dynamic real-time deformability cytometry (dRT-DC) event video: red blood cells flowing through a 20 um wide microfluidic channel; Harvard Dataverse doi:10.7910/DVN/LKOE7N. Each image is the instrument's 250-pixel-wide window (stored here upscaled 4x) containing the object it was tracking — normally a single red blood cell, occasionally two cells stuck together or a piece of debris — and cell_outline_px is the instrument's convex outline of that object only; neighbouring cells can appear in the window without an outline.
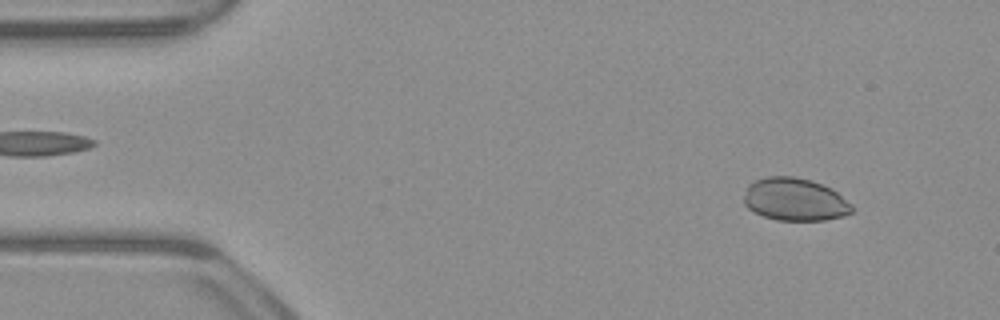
{"species": "common noctule bat (a hibernating species)", "species_latin": "Nyctalus noctula", "temperature_condition": "warm", "stored_images_in_passage": 52, "camera_frame_rate_fps": 3000, "um_per_image_px": 0.085, "animal": {"sex": "male", "body_mass_g": 23.1, "forearm_length_mm": 52.7}, "frame": {"image": 1, "passage_image": 5, "time_ms": 1.333, "image_size_px": [1000, 320], "cell_outline_px": [[852, 212], [844, 216], [824, 220], [776, 220], [764, 216], [748, 208], [744, 204], [744, 196], [748, 184], [756, 180], [768, 176], [792, 176], [812, 180], [832, 188], [852, 204]], "centroid_in_image_um": [67.57, 16.95], "position_along_channel_um": 17.4, "area_um2": 26.93}}
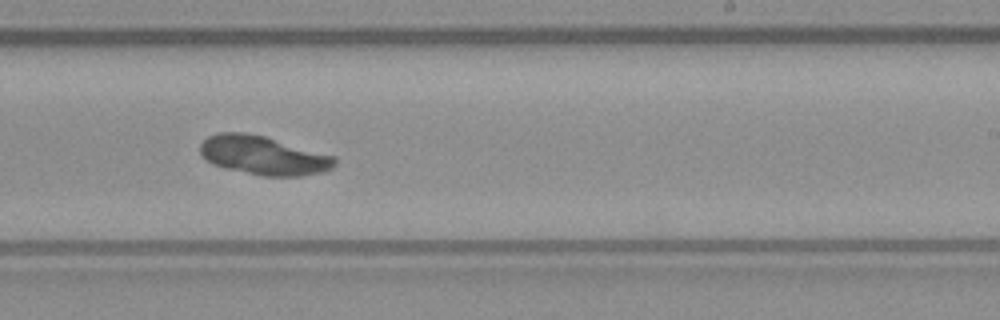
{"frame": {"image": 2, "passage_image": 31, "time_ms": 10.0, "image_size_px": [1000, 320], "cell_outline_px": [[336, 164], [332, 168], [324, 172], [300, 176], [264, 176], [224, 168], [212, 164], [200, 152], [200, 144], [208, 136], [220, 132], [244, 132], [264, 136], [336, 156]], "centroid_in_image_um": [22.41, 13.21], "position_along_channel_um": 266.6, "area_um2": 30.46}}
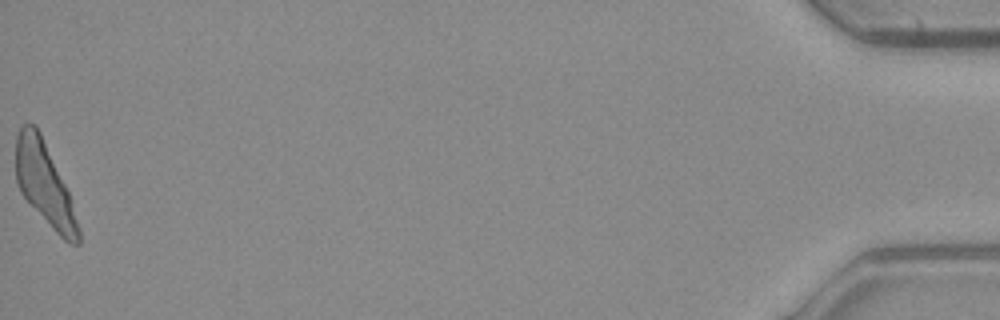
{"frame": {"image": 3, "passage_image": 52, "time_ms": 17.0, "image_size_px": [1000, 320], "cell_outline_px": [[80, 244], [68, 244], [56, 232], [20, 192], [16, 180], [16, 136], [20, 128], [24, 124], [32, 124], [40, 132], [68, 192], [80, 228]], "centroid_in_image_um": [3.78, 15.66], "position_along_channel_um": 431.4, "area_um2": 29.3}}